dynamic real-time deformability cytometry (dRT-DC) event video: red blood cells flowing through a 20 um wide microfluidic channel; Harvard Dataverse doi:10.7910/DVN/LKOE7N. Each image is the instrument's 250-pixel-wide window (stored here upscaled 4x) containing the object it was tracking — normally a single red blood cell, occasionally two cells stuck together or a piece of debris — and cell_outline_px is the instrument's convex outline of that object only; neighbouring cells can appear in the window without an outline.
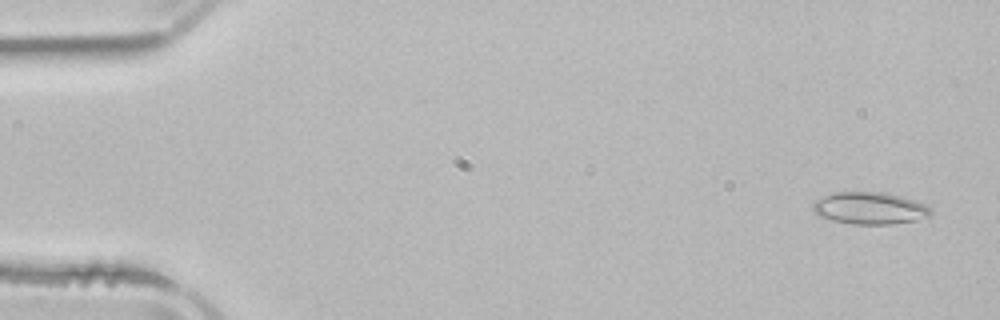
{"species": "common noctule bat (a hibernating species)", "species_latin": "Nyctalus noctula", "temperature_condition": "room temperature", "stored_images_in_passage": 52, "camera_frame_rate_fps": 3000, "um_per_image_px": 0.085, "animal": {"sex": "male", "body_mass_g": 21.5, "forearm_length_mm": 52.0}, "frame": {"image": 1, "passage_image": 3, "time_ms": 0.667, "image_size_px": [1000, 320], "cell_outline_px": [[932, 216], [916, 220], [892, 224], [852, 224], [832, 220], [816, 216], [812, 208], [812, 204], [816, 200], [824, 196], [836, 192], [880, 192], [900, 196], [916, 200], [932, 208]], "centroid_in_image_um": [73.94, 17.7], "position_along_channel_um": 11.1, "area_um2": 22.2}}
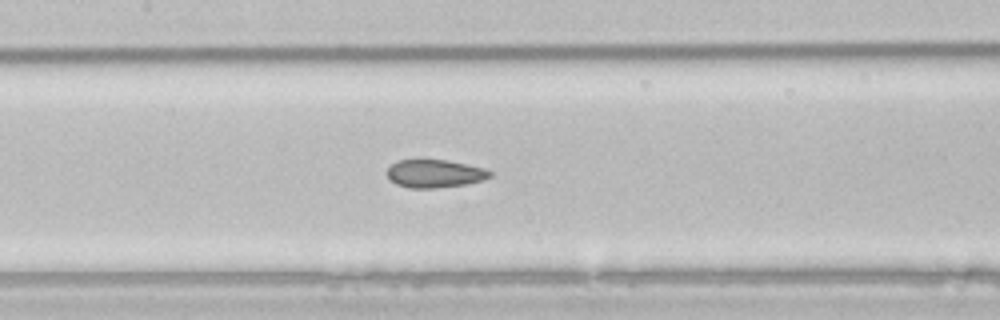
{"frame": {"image": 2, "passage_image": 25, "time_ms": 8.0, "image_size_px": [1000, 320], "cell_outline_px": [[492, 176], [468, 184], [436, 188], [408, 188], [396, 184], [388, 176], [388, 168], [396, 160], [420, 156], [448, 160], [484, 168], [492, 172]], "centroid_in_image_um": [36.91, 14.7], "position_along_channel_um": 170.5, "area_um2": 17.46}}
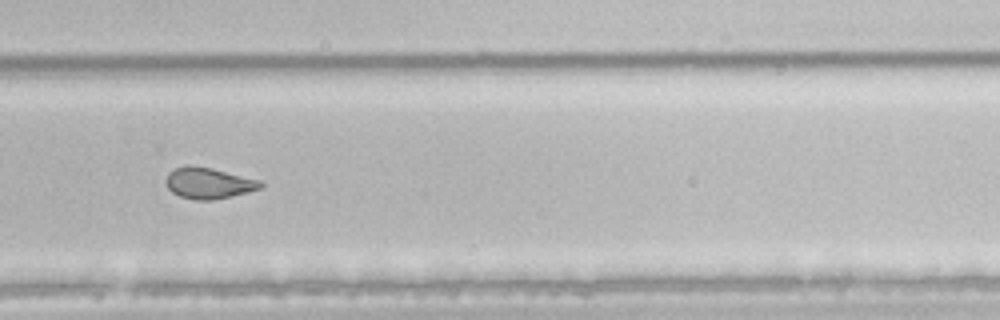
{"frame": {"image": 3, "passage_image": 36, "time_ms": 11.667, "image_size_px": [1000, 320], "cell_outline_px": [[264, 188], [232, 196], [212, 200], [196, 200], [180, 196], [172, 192], [168, 188], [168, 172], [176, 168], [212, 168], [260, 180], [264, 184]], "centroid_in_image_um": [17.83, 15.61], "position_along_channel_um": 312.0, "area_um2": 16.59}, "authors_computed_cell_mechanics": {"area_um2": 19.2185, "velocity_mm_per_s": 3.8766, "shape_relaxation_time_tau1_ms": null, "shape_relaxation_time_tau2_ms": 2.0124, "deformation_change_tau1": null, "deformation_change_tau2": 0.0671}}